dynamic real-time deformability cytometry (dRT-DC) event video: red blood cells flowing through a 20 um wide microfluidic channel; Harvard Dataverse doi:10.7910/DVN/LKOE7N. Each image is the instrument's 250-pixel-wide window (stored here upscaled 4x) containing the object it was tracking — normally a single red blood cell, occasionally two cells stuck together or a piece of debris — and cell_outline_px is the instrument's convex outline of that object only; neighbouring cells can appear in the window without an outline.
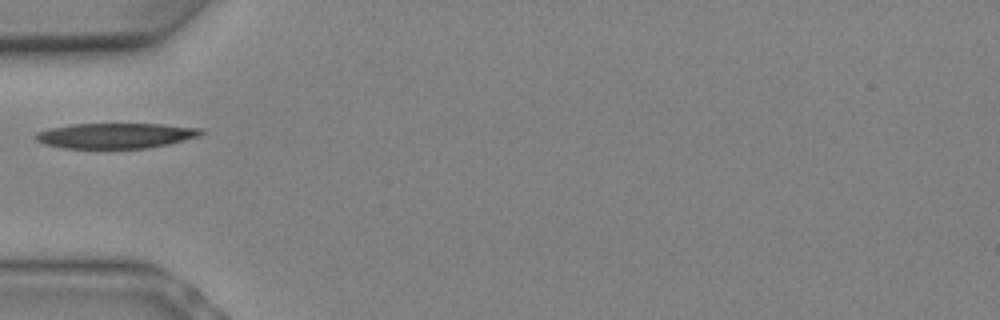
{"species": "Egyptian fruit bat (a non-hibernating species)", "species_latin": "Rousettus aegyptiacus", "temperature_condition": "warm", "stored_images_in_passage": 3, "camera_frame_rate_fps": 3000, "um_per_image_px": 0.085, "animal": {"sex": "female"}, "frame": {"image": 1, "passage_image": 1, "time_ms": 0.0, "image_size_px": [1000, 320], "cell_outline_px": [[204, 132], [200, 136], [168, 144], [148, 148], [108, 152], [64, 148], [44, 144], [36, 140], [36, 132], [48, 128], [72, 124], [164, 124], [204, 128]], "centroid_in_image_um": [9.82, 11.58], "position_along_channel_um": 75.2, "area_um2": 25.72}}
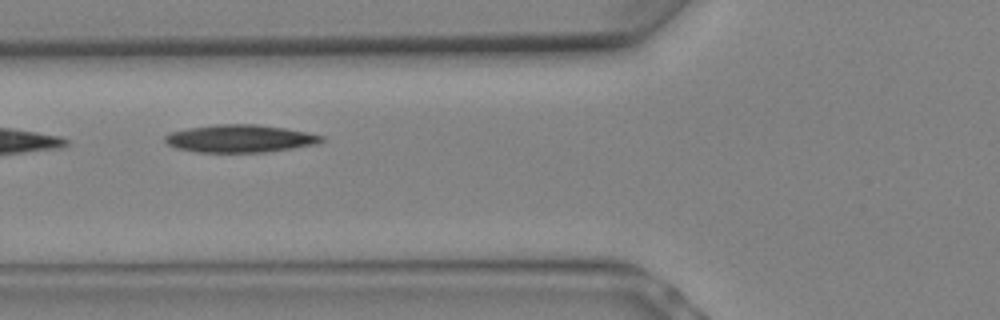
{"frame": {"image": 2, "passage_image": 2, "time_ms": 0.333, "image_size_px": [1000, 320], "cell_outline_px": [[324, 140], [316, 144], [268, 152], [196, 152], [176, 148], [168, 144], [164, 140], [164, 136], [172, 132], [188, 128], [216, 124], [256, 124], [284, 128], [324, 136]], "centroid_in_image_um": [20.38, 11.78], "position_along_channel_um": 105.4, "area_um2": 25.09}}